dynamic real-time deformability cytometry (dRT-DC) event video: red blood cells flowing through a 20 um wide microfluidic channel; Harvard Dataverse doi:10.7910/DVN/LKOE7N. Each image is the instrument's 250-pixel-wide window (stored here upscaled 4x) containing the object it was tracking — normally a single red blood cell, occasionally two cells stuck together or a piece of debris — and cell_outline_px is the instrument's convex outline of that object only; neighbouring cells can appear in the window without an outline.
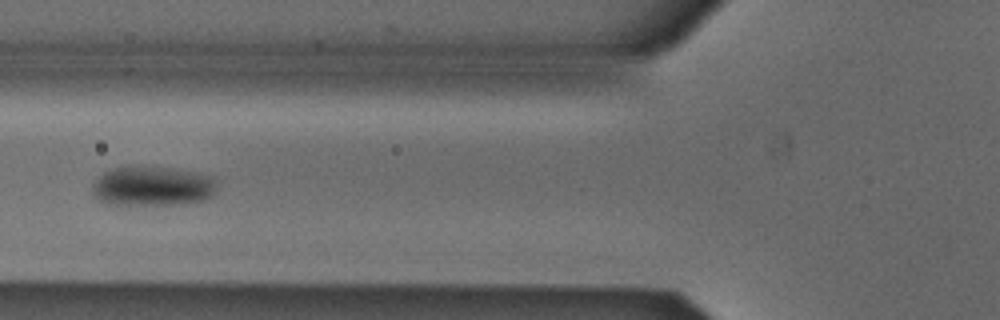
{"species": "Egyptian fruit bat (a non-hibernating species)", "species_latin": "Rousettus aegyptiacus", "temperature_condition": "cold", "stored_images_in_passage": 54, "camera_frame_rate_fps": 3000, "um_per_image_px": 0.085, "animal": {"sex": "male"}, "frame": {"image": 1, "passage_image": 20, "time_ms": 6.333, "image_size_px": [1000, 320], "cell_outline_px": [[216, 188], [212, 196], [204, 200], [180, 204], [108, 204], [100, 200], [92, 192], [92, 184], [104, 172], [116, 168], [164, 168], [196, 172], [208, 176], [212, 180]], "centroid_in_image_um": [12.94, 15.85], "position_along_channel_um": 112.9, "area_um2": 27.86}}
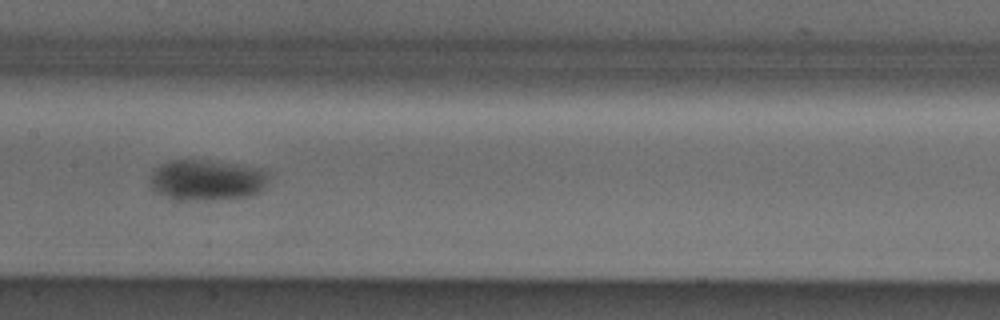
{"frame": {"image": 2, "passage_image": 26, "time_ms": 8.333, "image_size_px": [1000, 320], "cell_outline_px": [[268, 176], [264, 188], [260, 192], [252, 196], [216, 200], [188, 200], [168, 196], [152, 192], [148, 184], [148, 180], [152, 172], [160, 164], [168, 160], [208, 160], [264, 168], [268, 172]], "centroid_in_image_um": [17.57, 15.3], "position_along_channel_um": 189.8, "area_um2": 28.73}}
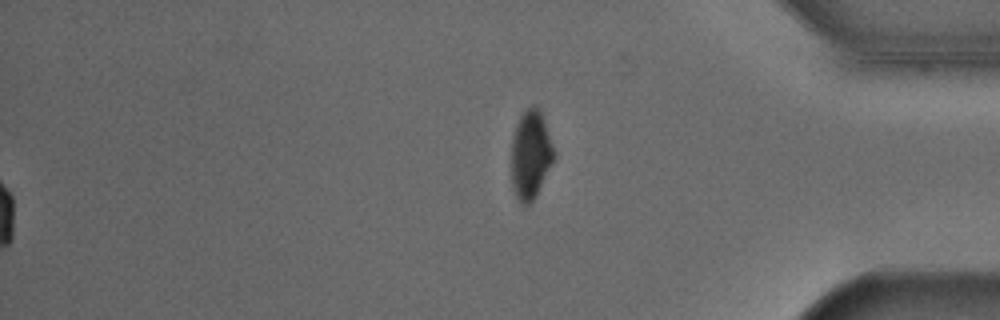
{"frame": {"image": 3, "passage_image": 54, "time_ms": 17.667, "image_size_px": [1000, 320], "cell_outline_px": [[556, 156], [552, 164], [532, 200], [528, 204], [520, 204], [512, 188], [512, 140], [516, 124], [524, 112], [532, 104], [536, 104], [540, 108], [556, 152]], "centroid_in_image_um": [45.12, 13.1], "position_along_channel_um": 390.1, "area_um2": 21.91}, "authors_computed_cell_mechanics": {"area_um2": 25.6921, "velocity_mm_per_s": 3.8599, "shape_relaxation_time_tau1_ms": 3.0751, "shape_relaxation_time_tau2_ms": null, "deformation_change_tau1": 0.0853, "deformation_change_tau2": null}}